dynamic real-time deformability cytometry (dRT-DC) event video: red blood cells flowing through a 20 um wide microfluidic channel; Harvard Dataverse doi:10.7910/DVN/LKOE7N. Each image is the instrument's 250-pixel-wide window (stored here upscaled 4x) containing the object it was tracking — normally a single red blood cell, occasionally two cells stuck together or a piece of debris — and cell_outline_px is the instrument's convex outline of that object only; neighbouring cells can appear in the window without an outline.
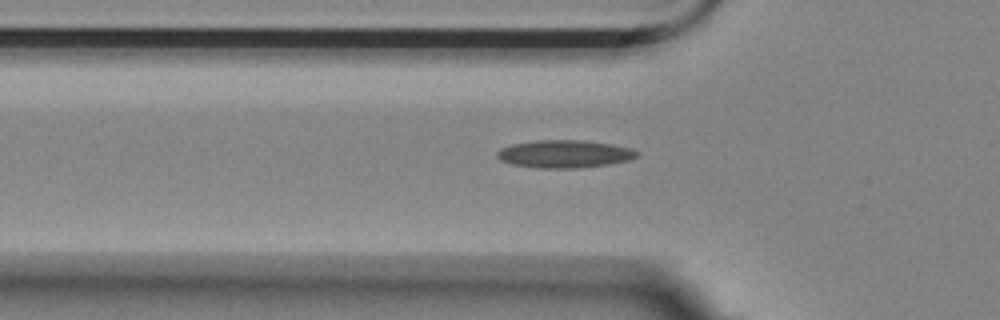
{"species": "Egyptian fruit bat (a non-hibernating species)", "species_latin": "Rousettus aegyptiacus", "temperature_condition": "room temperature", "stored_images_in_passage": 6, "segment_of_instrument_passage": [2, 2], "camera_frame_rate_fps": 3000, "um_per_image_px": 0.085, "animal": {"sex": "female"}, "frame": {"image": 1, "passage_image": 6, "time_ms": 1.667, "image_size_px": [1000, 320], "cell_outline_px": [[640, 152], [636, 156], [628, 160], [608, 164], [576, 168], [536, 168], [512, 164], [500, 160], [496, 156], [496, 152], [500, 148], [512, 144], [536, 140], [584, 140], [612, 144], [628, 148]], "centroid_in_image_um": [47.93, 13.08], "position_along_channel_um": 77.9, "area_um2": 22.54}}